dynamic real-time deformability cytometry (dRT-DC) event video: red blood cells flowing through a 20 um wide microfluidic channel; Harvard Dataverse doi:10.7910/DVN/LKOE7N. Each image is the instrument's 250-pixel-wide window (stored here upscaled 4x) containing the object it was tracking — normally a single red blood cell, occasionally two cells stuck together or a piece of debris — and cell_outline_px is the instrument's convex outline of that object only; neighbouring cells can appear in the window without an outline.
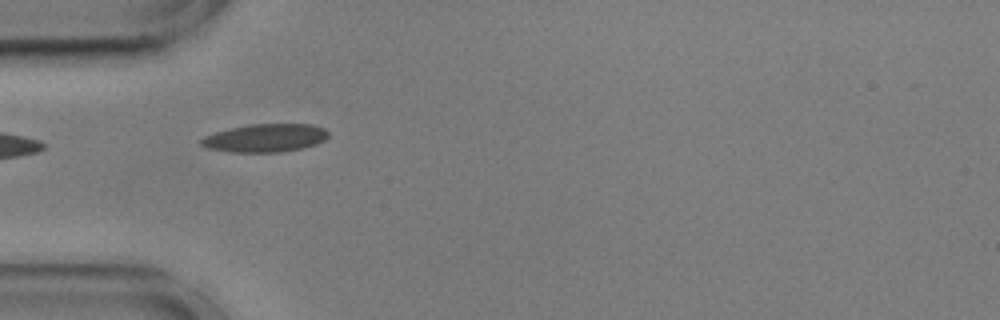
{"species": "common noctule bat (a hibernating species)", "species_latin": "Nyctalus noctula", "temperature_condition": "cold", "stored_images_in_passage": 23, "camera_frame_rate_fps": 3000, "um_per_image_px": 0.085, "animal": {"sex": "male", "body_mass_g": 17.9, "forearm_length_mm": 54.2}, "frame": {"image": 1, "passage_image": 1, "time_ms": 0.0, "image_size_px": [1000, 320], "cell_outline_px": [[328, 136], [324, 140], [316, 144], [300, 148], [280, 152], [232, 152], [208, 148], [200, 144], [200, 140], [204, 136], [216, 132], [248, 124], [312, 124], [324, 128], [328, 132]], "centroid_in_image_um": [22.55, 11.72], "position_along_channel_um": 62.5, "area_um2": 20.69}}